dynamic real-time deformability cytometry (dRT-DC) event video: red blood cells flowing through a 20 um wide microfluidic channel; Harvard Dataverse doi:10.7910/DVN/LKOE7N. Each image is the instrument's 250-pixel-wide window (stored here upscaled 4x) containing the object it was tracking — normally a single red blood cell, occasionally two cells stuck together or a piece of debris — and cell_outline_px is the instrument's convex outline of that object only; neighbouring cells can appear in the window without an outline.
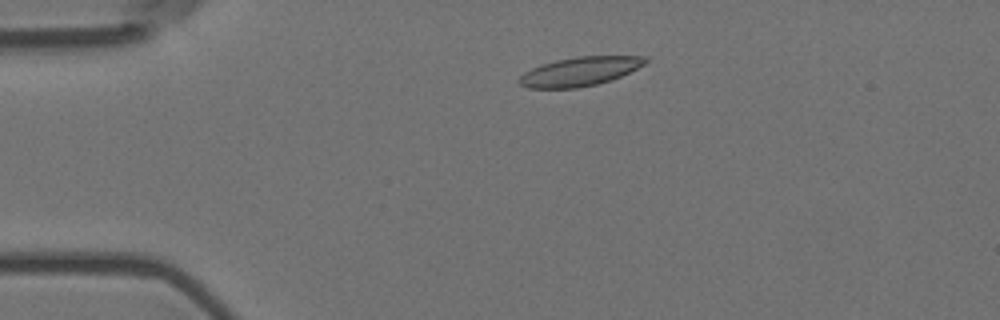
{"species": "Egyptian fruit bat (a non-hibernating species)", "species_latin": "Rousettus aegyptiacus", "temperature_condition": "room temperature", "stored_images_in_passage": 4, "camera_frame_rate_fps": 3000, "um_per_image_px": 0.085, "animal": {"sex": "female"}, "frame": {"image": 1, "passage_image": 3, "time_ms": 0.667, "image_size_px": [1000, 320], "cell_outline_px": [[648, 60], [644, 64], [612, 80], [596, 84], [576, 88], [528, 88], [520, 84], [516, 80], [524, 72], [532, 68], [556, 60], [576, 56], [648, 56]], "centroid_in_image_um": [49.26, 6.07], "position_along_channel_um": 35.7, "area_um2": 21.15}}